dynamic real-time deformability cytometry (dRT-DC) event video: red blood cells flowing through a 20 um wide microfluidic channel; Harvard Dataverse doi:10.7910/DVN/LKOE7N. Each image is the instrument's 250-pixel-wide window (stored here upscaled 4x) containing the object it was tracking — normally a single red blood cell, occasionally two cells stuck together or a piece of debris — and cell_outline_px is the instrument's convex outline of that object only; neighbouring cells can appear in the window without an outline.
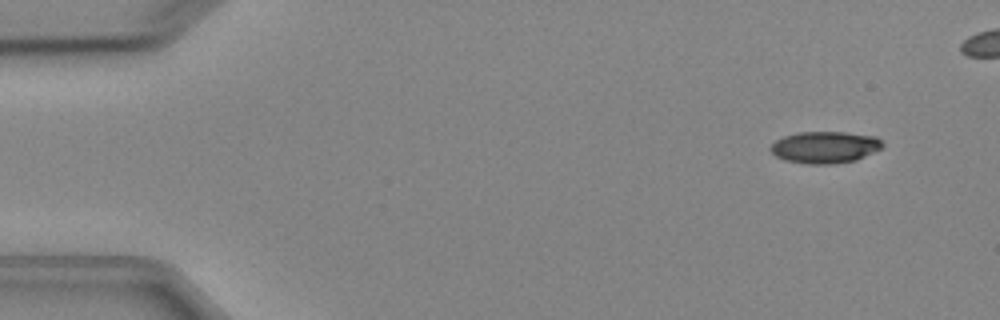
{"species": "Egyptian fruit bat (a non-hibernating species)", "species_latin": "Rousettus aegyptiacus", "temperature_condition": "cold", "stored_images_in_passage": 5, "camera_frame_rate_fps": 3000, "um_per_image_px": 0.085, "animal": {"sex": "female"}, "frame": {"image": 1, "passage_image": 1, "time_ms": 0.0, "image_size_px": [1000, 320], "cell_outline_px": [[884, 148], [856, 160], [832, 164], [808, 164], [784, 160], [776, 156], [768, 148], [776, 140], [784, 136], [800, 132], [848, 132], [876, 136], [884, 144]], "centroid_in_image_um": [70.14, 12.51], "position_along_channel_um": 14.9, "area_um2": 20.92}}